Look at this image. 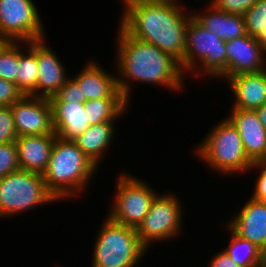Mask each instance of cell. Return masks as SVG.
Masks as SVG:
<instances>
[{"mask_svg":"<svg viewBox=\"0 0 266 267\" xmlns=\"http://www.w3.org/2000/svg\"><path fill=\"white\" fill-rule=\"evenodd\" d=\"M179 3V0H152L125 4L119 26L129 36L154 44L181 63L192 11L185 13L187 7Z\"/></svg>","mask_w":266,"mask_h":267,"instance_id":"cell-1","label":"cell"},{"mask_svg":"<svg viewBox=\"0 0 266 267\" xmlns=\"http://www.w3.org/2000/svg\"><path fill=\"white\" fill-rule=\"evenodd\" d=\"M118 27V44H116L118 49L116 48L115 59L117 83L128 102L132 92L131 81L159 84L174 92L182 90L185 77L177 59L152 43L129 36L120 26Z\"/></svg>","mask_w":266,"mask_h":267,"instance_id":"cell-2","label":"cell"},{"mask_svg":"<svg viewBox=\"0 0 266 267\" xmlns=\"http://www.w3.org/2000/svg\"><path fill=\"white\" fill-rule=\"evenodd\" d=\"M97 168L73 140L56 136L42 177L47 190L60 201L82 193Z\"/></svg>","mask_w":266,"mask_h":267,"instance_id":"cell-3","label":"cell"},{"mask_svg":"<svg viewBox=\"0 0 266 267\" xmlns=\"http://www.w3.org/2000/svg\"><path fill=\"white\" fill-rule=\"evenodd\" d=\"M195 149L206 165L221 174H243L253 162L245 153L238 130L226 117L215 125Z\"/></svg>","mask_w":266,"mask_h":267,"instance_id":"cell-4","label":"cell"},{"mask_svg":"<svg viewBox=\"0 0 266 267\" xmlns=\"http://www.w3.org/2000/svg\"><path fill=\"white\" fill-rule=\"evenodd\" d=\"M99 230L91 267H135L148 250L136 228L115 223L108 216Z\"/></svg>","mask_w":266,"mask_h":267,"instance_id":"cell-5","label":"cell"},{"mask_svg":"<svg viewBox=\"0 0 266 267\" xmlns=\"http://www.w3.org/2000/svg\"><path fill=\"white\" fill-rule=\"evenodd\" d=\"M225 50L226 42L205 29L192 16L186 31L184 58L180 63L183 73L187 75L188 71L191 74L194 72L193 76L196 77L210 75L211 78H218L227 69ZM198 63L200 69L196 67Z\"/></svg>","mask_w":266,"mask_h":267,"instance_id":"cell-6","label":"cell"},{"mask_svg":"<svg viewBox=\"0 0 266 267\" xmlns=\"http://www.w3.org/2000/svg\"><path fill=\"white\" fill-rule=\"evenodd\" d=\"M56 201L41 174L19 169L0 179V217Z\"/></svg>","mask_w":266,"mask_h":267,"instance_id":"cell-7","label":"cell"},{"mask_svg":"<svg viewBox=\"0 0 266 267\" xmlns=\"http://www.w3.org/2000/svg\"><path fill=\"white\" fill-rule=\"evenodd\" d=\"M117 178L116 196L108 217L115 223L137 228L148 213L157 192L141 178L121 173Z\"/></svg>","mask_w":266,"mask_h":267,"instance_id":"cell-8","label":"cell"},{"mask_svg":"<svg viewBox=\"0 0 266 267\" xmlns=\"http://www.w3.org/2000/svg\"><path fill=\"white\" fill-rule=\"evenodd\" d=\"M181 203L173 193L157 195L143 221L136 228L142 244L148 249L151 243L176 238L183 223Z\"/></svg>","mask_w":266,"mask_h":267,"instance_id":"cell-9","label":"cell"},{"mask_svg":"<svg viewBox=\"0 0 266 267\" xmlns=\"http://www.w3.org/2000/svg\"><path fill=\"white\" fill-rule=\"evenodd\" d=\"M39 11L32 0H0V38L31 42L46 37Z\"/></svg>","mask_w":266,"mask_h":267,"instance_id":"cell-10","label":"cell"},{"mask_svg":"<svg viewBox=\"0 0 266 267\" xmlns=\"http://www.w3.org/2000/svg\"><path fill=\"white\" fill-rule=\"evenodd\" d=\"M18 137L26 135H56L49 98L23 95L11 105Z\"/></svg>","mask_w":266,"mask_h":267,"instance_id":"cell-11","label":"cell"},{"mask_svg":"<svg viewBox=\"0 0 266 267\" xmlns=\"http://www.w3.org/2000/svg\"><path fill=\"white\" fill-rule=\"evenodd\" d=\"M227 69L219 76L225 81L243 73H255L266 69L261 39L245 34L226 42Z\"/></svg>","mask_w":266,"mask_h":267,"instance_id":"cell-12","label":"cell"},{"mask_svg":"<svg viewBox=\"0 0 266 267\" xmlns=\"http://www.w3.org/2000/svg\"><path fill=\"white\" fill-rule=\"evenodd\" d=\"M227 118L239 132L248 158L254 163L266 157V129L255 110L232 109Z\"/></svg>","mask_w":266,"mask_h":267,"instance_id":"cell-13","label":"cell"},{"mask_svg":"<svg viewBox=\"0 0 266 267\" xmlns=\"http://www.w3.org/2000/svg\"><path fill=\"white\" fill-rule=\"evenodd\" d=\"M239 211L227 225L263 252L266 248V202L250 197Z\"/></svg>","mask_w":266,"mask_h":267,"instance_id":"cell-14","label":"cell"},{"mask_svg":"<svg viewBox=\"0 0 266 267\" xmlns=\"http://www.w3.org/2000/svg\"><path fill=\"white\" fill-rule=\"evenodd\" d=\"M37 97L54 96L69 78L55 51L48 47L45 38L37 40Z\"/></svg>","mask_w":266,"mask_h":267,"instance_id":"cell-15","label":"cell"},{"mask_svg":"<svg viewBox=\"0 0 266 267\" xmlns=\"http://www.w3.org/2000/svg\"><path fill=\"white\" fill-rule=\"evenodd\" d=\"M110 74L100 64L88 62L74 77L80 86L84 102L100 98H125L120 92L117 75Z\"/></svg>","mask_w":266,"mask_h":267,"instance_id":"cell-16","label":"cell"},{"mask_svg":"<svg viewBox=\"0 0 266 267\" xmlns=\"http://www.w3.org/2000/svg\"><path fill=\"white\" fill-rule=\"evenodd\" d=\"M226 81L234 94L231 109L256 110L266 103V69L238 74Z\"/></svg>","mask_w":266,"mask_h":267,"instance_id":"cell-17","label":"cell"},{"mask_svg":"<svg viewBox=\"0 0 266 267\" xmlns=\"http://www.w3.org/2000/svg\"><path fill=\"white\" fill-rule=\"evenodd\" d=\"M56 135H26L15 140L19 168L43 174L47 168Z\"/></svg>","mask_w":266,"mask_h":267,"instance_id":"cell-18","label":"cell"},{"mask_svg":"<svg viewBox=\"0 0 266 267\" xmlns=\"http://www.w3.org/2000/svg\"><path fill=\"white\" fill-rule=\"evenodd\" d=\"M207 6L206 13L192 12V16L209 32L216 34L225 42L247 34L242 15L221 11L211 3Z\"/></svg>","mask_w":266,"mask_h":267,"instance_id":"cell-19","label":"cell"},{"mask_svg":"<svg viewBox=\"0 0 266 267\" xmlns=\"http://www.w3.org/2000/svg\"><path fill=\"white\" fill-rule=\"evenodd\" d=\"M51 107L54 132L59 138L74 140L90 127L84 104L51 103Z\"/></svg>","mask_w":266,"mask_h":267,"instance_id":"cell-20","label":"cell"},{"mask_svg":"<svg viewBox=\"0 0 266 267\" xmlns=\"http://www.w3.org/2000/svg\"><path fill=\"white\" fill-rule=\"evenodd\" d=\"M114 122H103L91 125L84 133L80 134L73 141L77 147L93 162L97 167L102 157L107 152V148L113 143V134L116 133Z\"/></svg>","mask_w":266,"mask_h":267,"instance_id":"cell-21","label":"cell"},{"mask_svg":"<svg viewBox=\"0 0 266 267\" xmlns=\"http://www.w3.org/2000/svg\"><path fill=\"white\" fill-rule=\"evenodd\" d=\"M23 43L25 44V47L28 44L27 50L22 48L24 46ZM23 50H26L25 54L23 53ZM37 80V40L31 42H20L17 88L22 92L23 95H32L37 97Z\"/></svg>","mask_w":266,"mask_h":267,"instance_id":"cell-22","label":"cell"},{"mask_svg":"<svg viewBox=\"0 0 266 267\" xmlns=\"http://www.w3.org/2000/svg\"><path fill=\"white\" fill-rule=\"evenodd\" d=\"M130 102L126 98H100L84 103L87 121L91 125L103 122H114L121 118L128 109Z\"/></svg>","mask_w":266,"mask_h":267,"instance_id":"cell-23","label":"cell"},{"mask_svg":"<svg viewBox=\"0 0 266 267\" xmlns=\"http://www.w3.org/2000/svg\"><path fill=\"white\" fill-rule=\"evenodd\" d=\"M230 243L223 249L239 267H263L262 251L249 240L238 236L228 225Z\"/></svg>","mask_w":266,"mask_h":267,"instance_id":"cell-24","label":"cell"},{"mask_svg":"<svg viewBox=\"0 0 266 267\" xmlns=\"http://www.w3.org/2000/svg\"><path fill=\"white\" fill-rule=\"evenodd\" d=\"M20 42L3 41L0 44V78L17 86Z\"/></svg>","mask_w":266,"mask_h":267,"instance_id":"cell-25","label":"cell"},{"mask_svg":"<svg viewBox=\"0 0 266 267\" xmlns=\"http://www.w3.org/2000/svg\"><path fill=\"white\" fill-rule=\"evenodd\" d=\"M243 17L247 34L258 39L266 35V0H257Z\"/></svg>","mask_w":266,"mask_h":267,"instance_id":"cell-26","label":"cell"},{"mask_svg":"<svg viewBox=\"0 0 266 267\" xmlns=\"http://www.w3.org/2000/svg\"><path fill=\"white\" fill-rule=\"evenodd\" d=\"M50 103H81L85 102L82 100V92L78 83L70 77L61 86L59 91L52 97L49 98Z\"/></svg>","mask_w":266,"mask_h":267,"instance_id":"cell-27","label":"cell"},{"mask_svg":"<svg viewBox=\"0 0 266 267\" xmlns=\"http://www.w3.org/2000/svg\"><path fill=\"white\" fill-rule=\"evenodd\" d=\"M19 169L16 143L0 144V179Z\"/></svg>","mask_w":266,"mask_h":267,"instance_id":"cell-28","label":"cell"},{"mask_svg":"<svg viewBox=\"0 0 266 267\" xmlns=\"http://www.w3.org/2000/svg\"><path fill=\"white\" fill-rule=\"evenodd\" d=\"M17 137L11 106L0 107V144L15 142Z\"/></svg>","mask_w":266,"mask_h":267,"instance_id":"cell-29","label":"cell"},{"mask_svg":"<svg viewBox=\"0 0 266 267\" xmlns=\"http://www.w3.org/2000/svg\"><path fill=\"white\" fill-rule=\"evenodd\" d=\"M257 0H211L217 9L231 14L244 15Z\"/></svg>","mask_w":266,"mask_h":267,"instance_id":"cell-30","label":"cell"},{"mask_svg":"<svg viewBox=\"0 0 266 267\" xmlns=\"http://www.w3.org/2000/svg\"><path fill=\"white\" fill-rule=\"evenodd\" d=\"M22 96L16 84L0 78V107L11 106Z\"/></svg>","mask_w":266,"mask_h":267,"instance_id":"cell-31","label":"cell"},{"mask_svg":"<svg viewBox=\"0 0 266 267\" xmlns=\"http://www.w3.org/2000/svg\"><path fill=\"white\" fill-rule=\"evenodd\" d=\"M252 169H259L260 172L257 175L252 197L258 201L266 202V163L263 161L254 162L250 170Z\"/></svg>","mask_w":266,"mask_h":267,"instance_id":"cell-32","label":"cell"},{"mask_svg":"<svg viewBox=\"0 0 266 267\" xmlns=\"http://www.w3.org/2000/svg\"><path fill=\"white\" fill-rule=\"evenodd\" d=\"M209 267H239L230 256L224 251L221 250L219 253H216L212 257Z\"/></svg>","mask_w":266,"mask_h":267,"instance_id":"cell-33","label":"cell"},{"mask_svg":"<svg viewBox=\"0 0 266 267\" xmlns=\"http://www.w3.org/2000/svg\"><path fill=\"white\" fill-rule=\"evenodd\" d=\"M255 111L258 116V119L266 129V103L260 108H257Z\"/></svg>","mask_w":266,"mask_h":267,"instance_id":"cell-34","label":"cell"},{"mask_svg":"<svg viewBox=\"0 0 266 267\" xmlns=\"http://www.w3.org/2000/svg\"><path fill=\"white\" fill-rule=\"evenodd\" d=\"M261 44H262L263 54L265 56L266 55V35L263 38H261Z\"/></svg>","mask_w":266,"mask_h":267,"instance_id":"cell-35","label":"cell"},{"mask_svg":"<svg viewBox=\"0 0 266 267\" xmlns=\"http://www.w3.org/2000/svg\"><path fill=\"white\" fill-rule=\"evenodd\" d=\"M123 2H121L123 5L128 4V3H132V2H138V1H152V0H122Z\"/></svg>","mask_w":266,"mask_h":267,"instance_id":"cell-36","label":"cell"},{"mask_svg":"<svg viewBox=\"0 0 266 267\" xmlns=\"http://www.w3.org/2000/svg\"><path fill=\"white\" fill-rule=\"evenodd\" d=\"M263 255V267H266V248L265 250L262 252Z\"/></svg>","mask_w":266,"mask_h":267,"instance_id":"cell-37","label":"cell"}]
</instances>
